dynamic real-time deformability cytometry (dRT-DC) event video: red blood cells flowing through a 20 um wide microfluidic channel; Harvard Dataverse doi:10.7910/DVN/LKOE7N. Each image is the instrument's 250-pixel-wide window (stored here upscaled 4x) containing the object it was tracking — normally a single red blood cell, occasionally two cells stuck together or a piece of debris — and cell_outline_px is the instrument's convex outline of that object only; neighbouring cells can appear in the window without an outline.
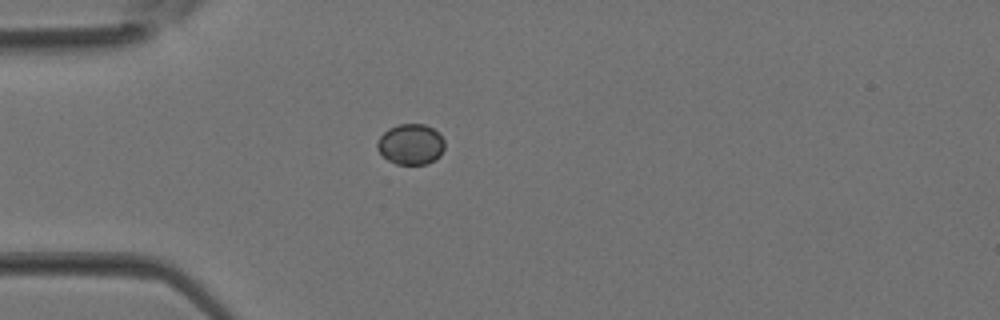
{"species": "Egyptian fruit bat (a non-hibernating species)", "species_latin": "Rousettus aegyptiacus", "temperature_condition": "room temperature", "stored_images_in_passage": 27, "camera_frame_rate_fps": 3000, "um_per_image_px": 0.085, "animal": {"sex": "female"}, "frame": {"image": 1, "passage_image": 1, "time_ms": 0.0, "image_size_px": [1000, 320], "cell_outline_px": [[444, 148], [440, 156], [428, 164], [396, 164], [388, 160], [376, 148], [376, 144], [380, 136], [388, 128], [400, 124], [424, 124], [432, 128], [444, 140]], "centroid_in_image_um": [34.9, 12.27], "position_along_channel_um": 50.1, "area_um2": 15.9}}
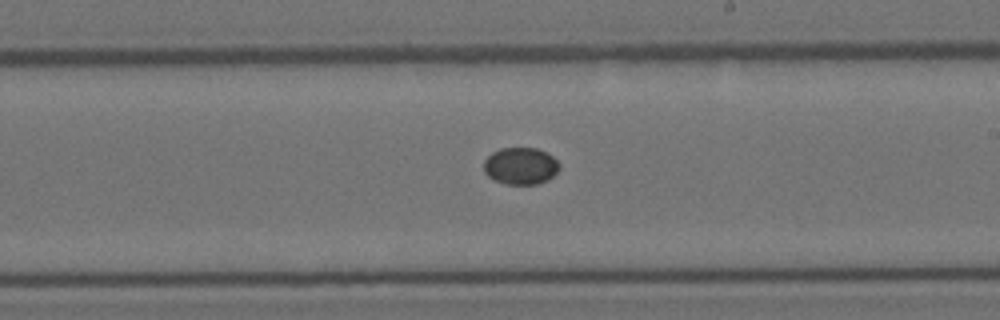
{"frame": {"image": 2, "passage_image": 12, "time_ms": 3.667, "image_size_px": [1000, 320], "cell_outline_px": [[560, 168], [548, 180], [536, 184], [504, 184], [492, 180], [484, 172], [484, 160], [492, 152], [500, 148], [536, 148], [552, 156], [560, 164]], "centroid_in_image_um": [44.22, 14.11], "position_along_channel_um": 244.8, "area_um2": 16.36}}
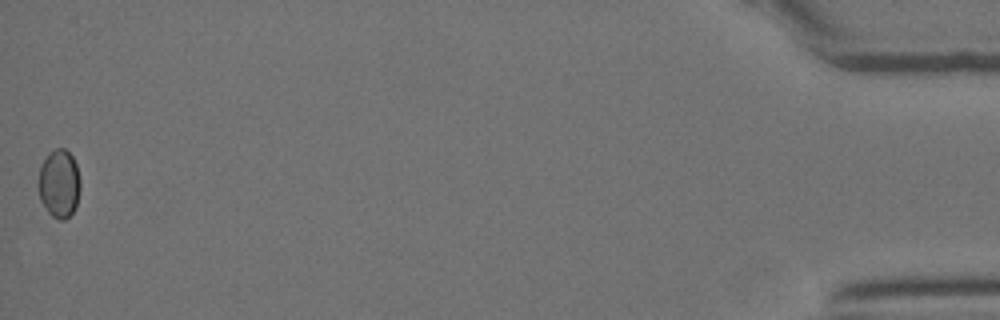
{"frame": {"image": 3, "passage_image": 27, "time_ms": 8.667, "image_size_px": [1000, 320], "cell_outline_px": [[80, 188], [76, 208], [64, 220], [60, 220], [52, 216], [48, 212], [40, 200], [40, 168], [48, 152], [56, 148], [64, 148], [72, 156], [76, 164], [80, 180]], "centroid_in_image_um": [5.05, 15.61], "position_along_channel_um": 430.1, "area_um2": 16.47}}